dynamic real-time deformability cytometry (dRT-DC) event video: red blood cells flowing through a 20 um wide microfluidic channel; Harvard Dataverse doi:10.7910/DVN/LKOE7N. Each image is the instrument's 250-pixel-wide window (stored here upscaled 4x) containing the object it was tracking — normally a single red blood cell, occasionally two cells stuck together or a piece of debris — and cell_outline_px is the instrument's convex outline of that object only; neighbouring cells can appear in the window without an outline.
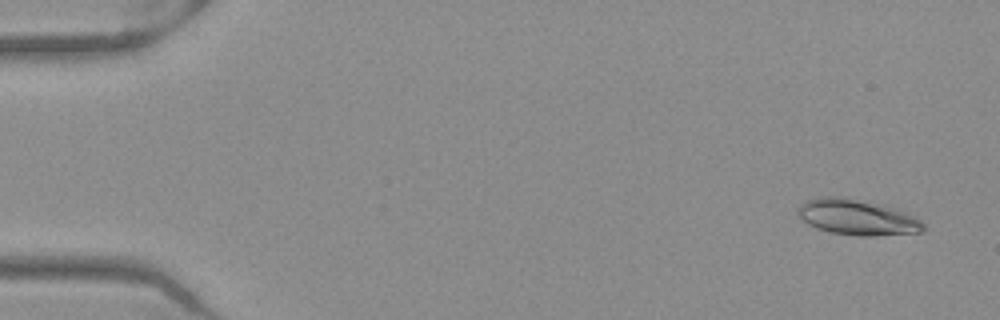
{"species": "Egyptian fruit bat (a non-hibernating species)", "species_latin": "Rousettus aegyptiacus", "temperature_condition": "warm", "stored_images_in_passage": 52, "camera_frame_rate_fps": 3000, "um_per_image_px": 0.085, "frame": {"image": 1, "passage_image": 3, "time_ms": 0.667, "image_size_px": [1000, 320], "cell_outline_px": [[924, 232], [872, 236], [856, 236], [832, 232], [816, 228], [808, 224], [796, 212], [796, 208], [804, 200], [820, 196], [848, 196], [884, 204], [896, 208], [920, 220], [924, 224]], "centroid_in_image_um": [72.84, 18.44], "position_along_channel_um": 12.2, "area_um2": 26.59}}
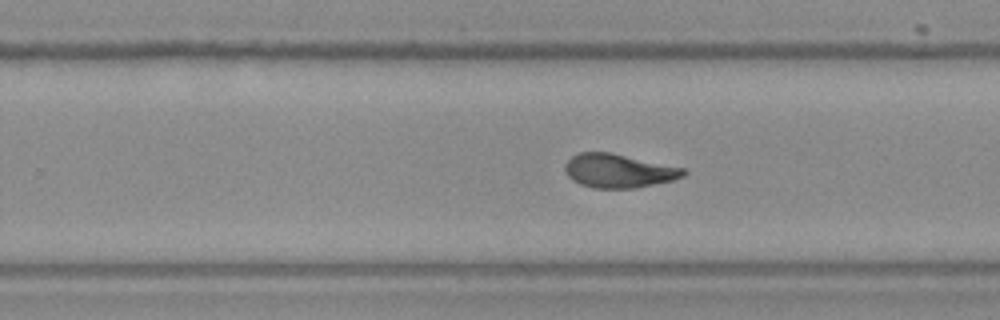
{"frame": {"image": 2, "passage_image": 33, "time_ms": 10.667, "image_size_px": [1000, 320], "cell_outline_px": [[688, 172], [684, 176], [672, 180], [636, 188], [592, 188], [580, 184], [572, 180], [568, 176], [564, 168], [564, 164], [572, 156], [580, 152], [612, 152], [684, 168]], "centroid_in_image_um": [52.57, 14.51], "position_along_channel_um": 277.2, "area_um2": 23.41}}
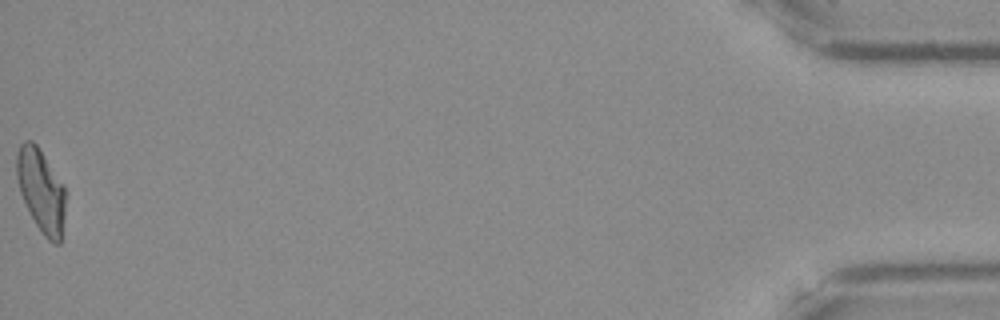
{"frame": {"image": 3, "passage_image": 52, "time_ms": 17.0, "image_size_px": [1000, 320], "cell_outline_px": [[64, 216], [60, 244], [56, 244], [48, 240], [44, 236], [36, 224], [20, 192], [16, 176], [16, 156], [20, 144], [24, 140], [32, 140], [36, 144], [64, 184]], "centroid_in_image_um": [3.48, 16.17], "position_along_channel_um": 431.7, "area_um2": 23.41}, "authors_computed_cell_mechanics": {"area_um2": 23.5535, "velocity_mm_per_s": 3.9682, "shape_relaxation_time_tau1_ms": 4.6417, "shape_relaxation_time_tau2_ms": 1.6129, "deformation_change_tau1": 0.1817, "deformation_change_tau2": 0.0802}}